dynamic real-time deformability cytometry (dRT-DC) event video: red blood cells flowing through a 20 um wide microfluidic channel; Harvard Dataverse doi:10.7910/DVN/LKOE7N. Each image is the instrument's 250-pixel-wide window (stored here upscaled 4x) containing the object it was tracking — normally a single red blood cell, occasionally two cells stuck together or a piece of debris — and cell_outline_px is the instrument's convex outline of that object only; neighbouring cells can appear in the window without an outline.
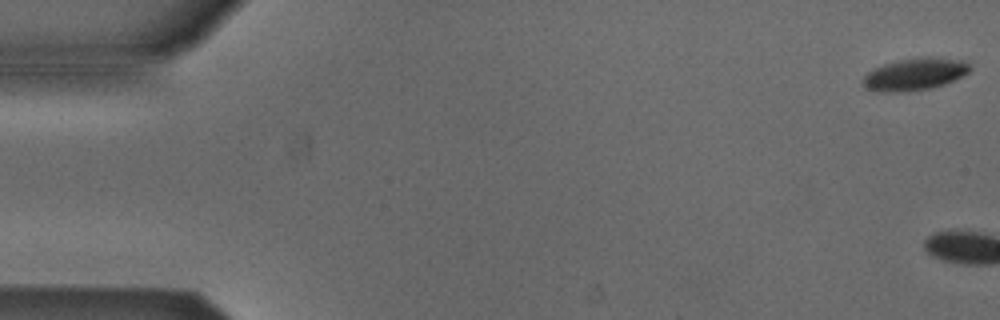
{"species": "Egyptian fruit bat (a non-hibernating species)", "species_latin": "Rousettus aegyptiacus", "temperature_condition": "cold", "stored_images_in_passage": 3, "camera_frame_rate_fps": 3000, "um_per_image_px": 0.085, "animal": {"sex": "male"}, "frame": {"image": 1, "passage_image": 1, "time_ms": 0.0, "image_size_px": [1000, 320], "cell_outline_px": [[972, 68], [968, 72], [944, 84], [932, 88], [908, 92], [884, 92], [864, 88], [864, 76], [868, 72], [884, 64], [896, 60], [920, 56], [940, 56], [964, 60]], "centroid_in_image_um": [77.78, 6.28], "position_along_channel_um": 7.2, "area_um2": 20.29}}